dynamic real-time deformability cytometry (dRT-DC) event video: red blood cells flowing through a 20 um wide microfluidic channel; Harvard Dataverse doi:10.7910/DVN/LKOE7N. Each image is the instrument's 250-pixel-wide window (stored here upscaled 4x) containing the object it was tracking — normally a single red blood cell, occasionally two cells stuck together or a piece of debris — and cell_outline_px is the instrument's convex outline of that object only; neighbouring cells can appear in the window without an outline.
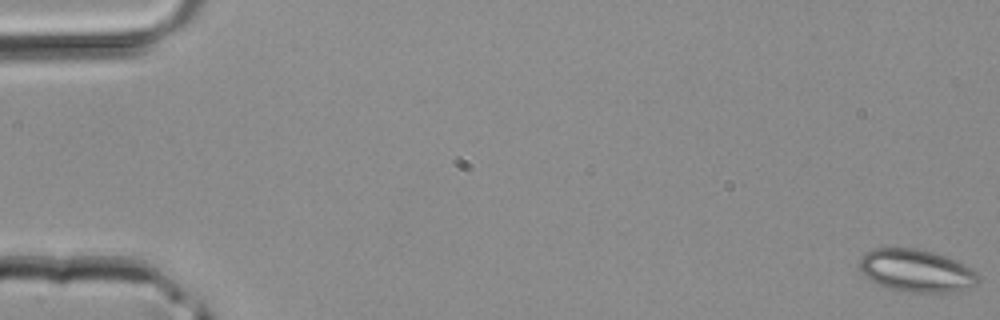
{"species": "common noctule bat (a hibernating species)", "species_latin": "Nyctalus noctula", "temperature_condition": "room temperature", "stored_images_in_passage": 45, "camera_frame_rate_fps": 3000, "um_per_image_px": 0.085, "animal": {"sex": "male", "body_mass_g": 20.4}, "frame": {"image": 1, "passage_image": 1, "time_ms": 0.0, "image_size_px": [1000, 320], "cell_outline_px": [[980, 280], [976, 284], [952, 292], [908, 292], [892, 288], [868, 280], [856, 268], [860, 256], [864, 252], [876, 248], [916, 248], [932, 252], [944, 256], [976, 272], [980, 276]], "centroid_in_image_um": [77.79, 23.0], "position_along_channel_um": 7.2, "area_um2": 29.3}}
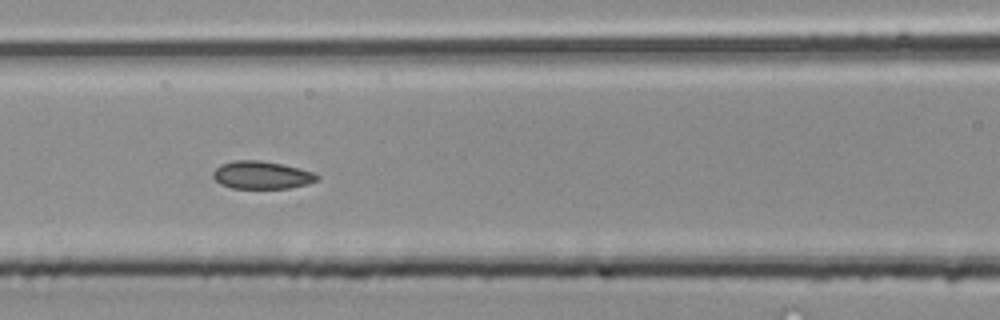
{"frame": {"image": 2, "passage_image": 20, "time_ms": 6.333, "image_size_px": [1000, 320], "cell_outline_px": [[320, 180], [308, 184], [288, 188], [232, 188], [220, 184], [212, 176], [212, 172], [220, 164], [232, 160], [260, 160], [284, 164], [300, 168], [312, 172], [320, 176]], "centroid_in_image_um": [22.25, 14.87], "position_along_channel_um": 144.3, "area_um2": 17.05}}
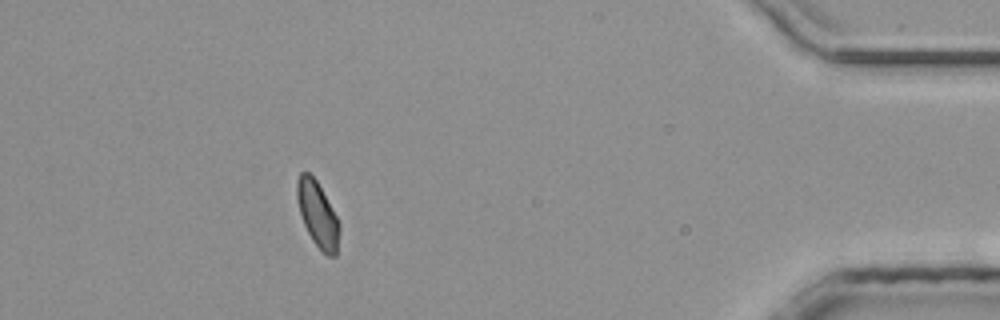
{"frame": {"image": 3, "passage_image": 40, "time_ms": 13.0, "image_size_px": [1000, 320], "cell_outline_px": [[340, 228], [336, 256], [328, 256], [312, 240], [304, 224], [300, 212], [296, 196], [296, 180], [300, 172], [308, 172], [316, 180], [336, 216], [340, 224]], "centroid_in_image_um": [26.98, 18.2], "position_along_channel_um": 408.2, "area_um2": 15.9}}